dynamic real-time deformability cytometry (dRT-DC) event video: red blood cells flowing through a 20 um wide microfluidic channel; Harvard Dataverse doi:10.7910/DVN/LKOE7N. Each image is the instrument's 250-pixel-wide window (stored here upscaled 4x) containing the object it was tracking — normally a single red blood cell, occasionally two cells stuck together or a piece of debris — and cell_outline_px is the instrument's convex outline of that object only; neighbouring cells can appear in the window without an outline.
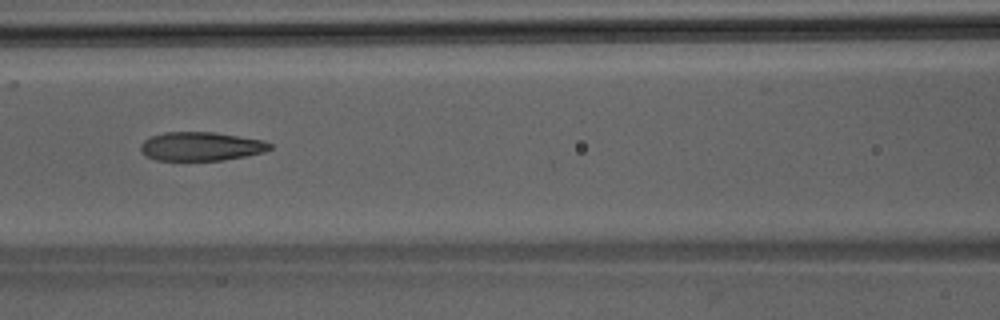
{"species": "Egyptian fruit bat (a non-hibernating species)", "species_latin": "Rousettus aegyptiacus", "temperature_condition": "room temperature", "stored_images_in_passage": 38, "camera_frame_rate_fps": 3000, "um_per_image_px": 0.085, "animal": {"sex": "male"}, "frame": {"image": 1, "passage_image": 12, "time_ms": 3.667, "image_size_px": [1000, 320], "cell_outline_px": [[272, 148], [264, 152], [224, 160], [156, 160], [148, 156], [140, 148], [140, 144], [144, 140], [152, 136], [164, 132], [216, 132], [264, 140], [272, 144]], "centroid_in_image_um": [17.12, 12.43], "position_along_channel_um": 149.5, "area_um2": 21.62}}
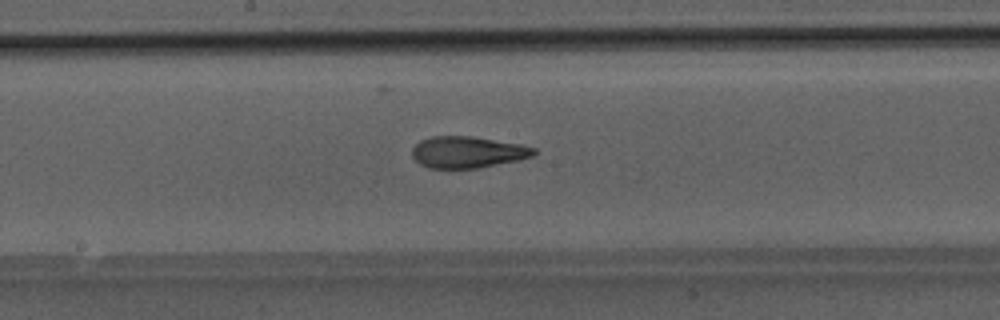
{"frame": {"image": 2, "passage_image": 16, "time_ms": 5.0, "image_size_px": [1000, 320], "cell_outline_px": [[536, 152], [532, 156], [520, 160], [476, 168], [428, 168], [420, 164], [412, 156], [412, 148], [420, 140], [432, 136], [472, 136], [520, 144], [536, 148]], "centroid_in_image_um": [39.74, 12.93], "position_along_channel_um": 208.5, "area_um2": 22.37}}
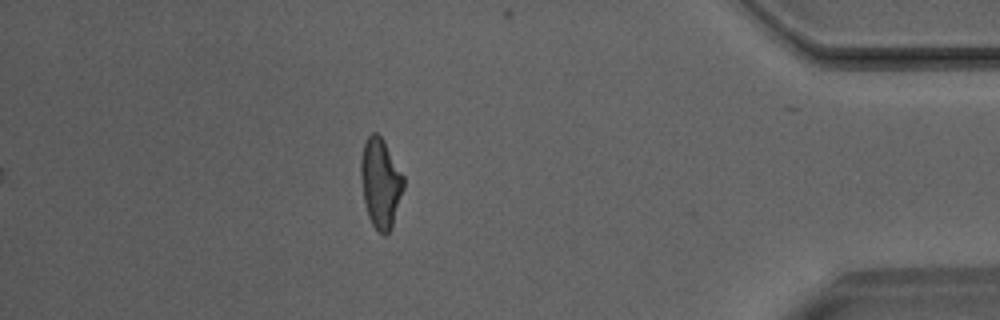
{"frame": {"image": 3, "passage_image": 32, "time_ms": 10.333, "image_size_px": [1000, 320], "cell_outline_px": [[404, 188], [392, 228], [384, 236], [372, 224], [368, 216], [364, 200], [360, 176], [360, 160], [364, 144], [368, 136], [372, 132], [376, 132], [384, 140], [404, 176]], "centroid_in_image_um": [32.35, 15.55], "position_along_channel_um": 402.8, "area_um2": 22.37}}